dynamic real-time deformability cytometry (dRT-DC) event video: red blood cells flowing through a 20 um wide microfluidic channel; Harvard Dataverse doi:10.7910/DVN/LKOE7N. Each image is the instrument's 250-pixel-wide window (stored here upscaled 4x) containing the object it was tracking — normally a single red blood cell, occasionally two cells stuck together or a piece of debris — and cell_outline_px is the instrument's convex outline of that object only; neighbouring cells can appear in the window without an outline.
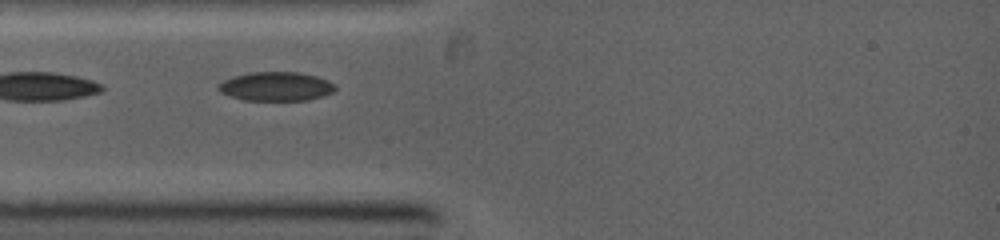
{"species": "common noctule bat (a hibernating species)", "species_latin": "Nyctalus noctula", "temperature_condition": "warm", "stored_images_in_passage": 3, "camera_frame_rate_fps": 5000, "um_per_image_px": 0.085, "animal": {"sex": "female", "body_mass_g": 19.0, "forearm_length_mm": 53.3}, "frame": {"image": 1, "passage_image": 1, "time_ms": 0.0, "image_size_px": [1000, 240], "cell_outline_px": [[336, 88], [332, 92], [308, 100], [244, 100], [220, 92], [216, 88], [216, 84], [232, 76], [252, 72], [300, 72], [316, 76], [328, 80], [336, 84]], "centroid_in_image_um": [23.44, 7.33], "position_along_channel_um": 61.6, "area_um2": 19.77}}